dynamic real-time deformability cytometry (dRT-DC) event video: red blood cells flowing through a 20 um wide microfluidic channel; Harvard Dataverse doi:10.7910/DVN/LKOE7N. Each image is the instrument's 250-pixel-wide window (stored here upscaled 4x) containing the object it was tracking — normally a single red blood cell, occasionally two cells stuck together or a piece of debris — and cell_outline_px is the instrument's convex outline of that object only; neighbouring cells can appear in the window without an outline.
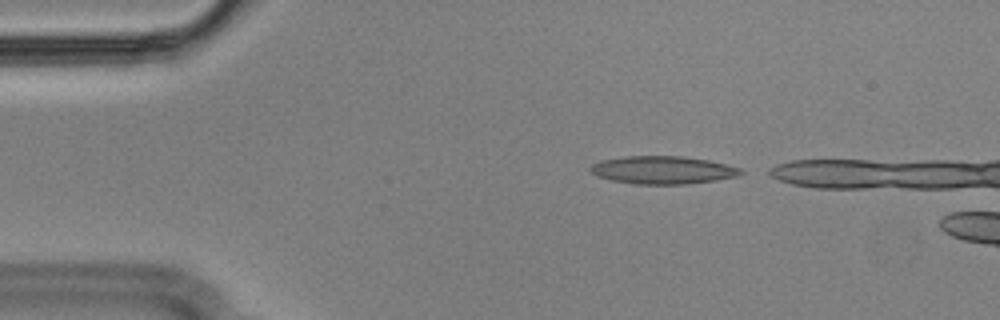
{"species": "Egyptian fruit bat (a non-hibernating species)", "species_latin": "Rousettus aegyptiacus", "temperature_condition": "cold", "stored_images_in_passage": 5, "camera_frame_rate_fps": 3000, "um_per_image_px": 0.085, "animal": {"sex": "male"}, "frame": {"image": 1, "passage_image": 1, "time_ms": 0.0, "image_size_px": [1000, 320], "cell_outline_px": [[744, 172], [736, 176], [716, 180], [688, 184], [636, 184], [612, 180], [600, 176], [592, 172], [588, 168], [592, 164], [600, 160], [624, 156], [684, 156], [708, 160], [744, 168]], "centroid_in_image_um": [56.37, 14.44], "position_along_channel_um": 28.6, "area_um2": 24.45}}